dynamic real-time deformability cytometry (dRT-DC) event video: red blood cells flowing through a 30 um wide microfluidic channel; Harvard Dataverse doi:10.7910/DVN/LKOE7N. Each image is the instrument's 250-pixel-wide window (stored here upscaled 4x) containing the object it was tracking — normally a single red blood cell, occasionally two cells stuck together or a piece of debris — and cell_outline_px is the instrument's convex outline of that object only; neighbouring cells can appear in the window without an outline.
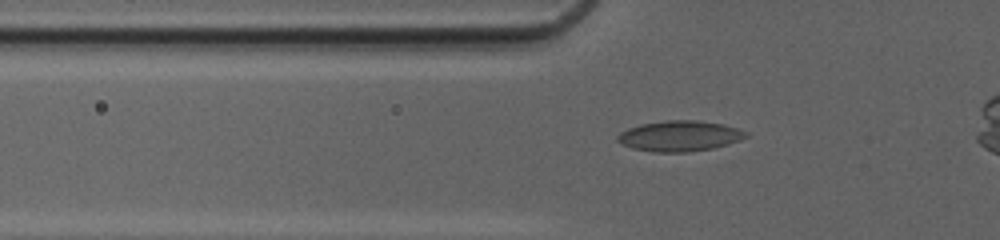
{"species": "common noctule bat (a hibernating species)", "species_latin": "Nyctalus noctula", "temperature_condition": "cold", "stored_images_in_passage": 43, "camera_frame_rate_fps": 3000, "um_per_image_px": 0.085, "animal": {"sex": "female", "body_mass_g": 20.0, "forearm_length_mm": 54.0}, "frame": {"image": 1, "passage_image": 13, "time_ms": 4.0, "image_size_px": [1000, 240], "cell_outline_px": [[748, 136], [740, 140], [728, 144], [712, 148], [688, 152], [652, 152], [632, 148], [616, 140], [616, 136], [620, 132], [628, 128], [640, 124], [664, 120], [696, 120], [724, 124], [748, 132]], "centroid_in_image_um": [57.76, 11.55], "position_along_channel_um": 68.0, "area_um2": 22.95}}
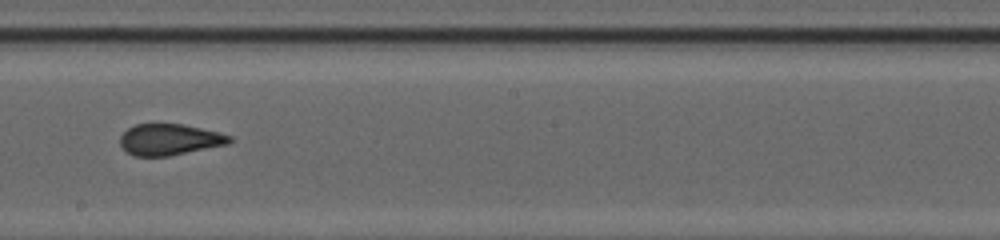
{"frame": {"image": 2, "passage_image": 25, "time_ms": 8.0, "image_size_px": [1000, 240], "cell_outline_px": [[232, 140], [228, 144], [168, 156], [132, 156], [120, 144], [120, 136], [128, 128], [136, 124], [180, 124], [220, 132], [232, 136]], "centroid_in_image_um": [14.41, 11.86], "position_along_channel_um": 233.8, "area_um2": 19.77}}
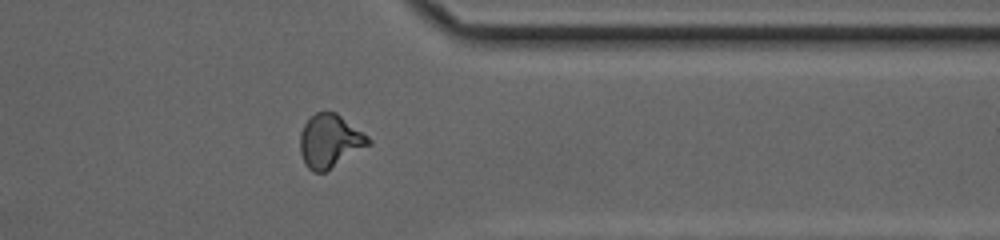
{"frame": {"image": 3, "passage_image": 36, "time_ms": 11.667, "image_size_px": [1000, 240], "cell_outline_px": [[372, 144], [324, 172], [312, 172], [308, 168], [300, 152], [300, 132], [304, 124], [316, 112], [336, 112], [368, 136], [372, 140]], "centroid_in_image_um": [28.05, 11.99], "position_along_channel_um": 383.4, "area_um2": 21.1}, "authors_computed_cell_mechanics": {"area_um2": 21.1548, "velocity_mm_per_s": 4.1866, "shape_relaxation_time_tau1_ms": null, "shape_relaxation_time_tau2_ms": 0.8337, "deformation_change_tau1": null, "deformation_change_tau2": 0.0602}}